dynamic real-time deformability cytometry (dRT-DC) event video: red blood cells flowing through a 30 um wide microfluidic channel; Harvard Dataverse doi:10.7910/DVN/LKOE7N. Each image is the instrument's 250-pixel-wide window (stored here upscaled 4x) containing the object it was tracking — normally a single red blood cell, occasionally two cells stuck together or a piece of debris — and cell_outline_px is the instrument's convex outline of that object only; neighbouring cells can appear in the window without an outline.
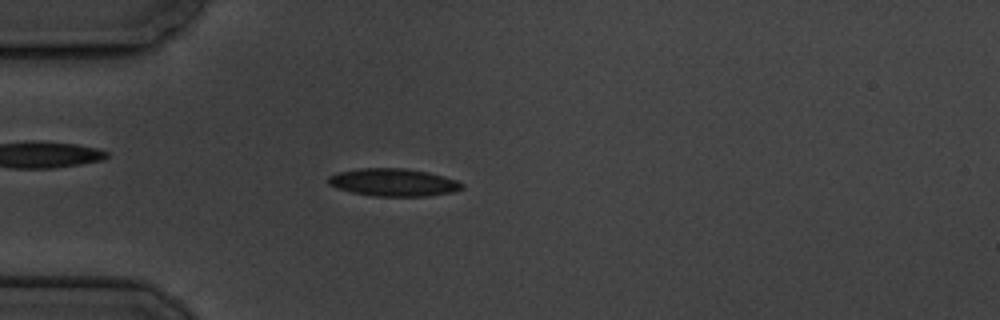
{"species": "common noctule bat (a hibernating species)", "species_latin": "Nyctalus noctula", "temperature_condition": "cold", "stored_images_in_passage": 4, "camera_frame_rate_fps": 3000, "um_per_image_px": 0.085, "animal": {"sex": "male", "body_mass_g": 19.5, "forearm_length_mm": 54.6}, "frame": {"image": 1, "passage_image": 3, "time_ms": 2.333, "image_size_px": [1000, 320], "cell_outline_px": [[464, 188], [452, 192], [428, 196], [376, 196], [352, 192], [336, 188], [328, 184], [328, 176], [336, 172], [360, 168], [404, 168], [428, 172], [444, 176], [456, 180], [464, 184]], "centroid_in_image_um": [33.43, 15.49], "position_along_channel_um": 51.6, "area_um2": 21.62}}